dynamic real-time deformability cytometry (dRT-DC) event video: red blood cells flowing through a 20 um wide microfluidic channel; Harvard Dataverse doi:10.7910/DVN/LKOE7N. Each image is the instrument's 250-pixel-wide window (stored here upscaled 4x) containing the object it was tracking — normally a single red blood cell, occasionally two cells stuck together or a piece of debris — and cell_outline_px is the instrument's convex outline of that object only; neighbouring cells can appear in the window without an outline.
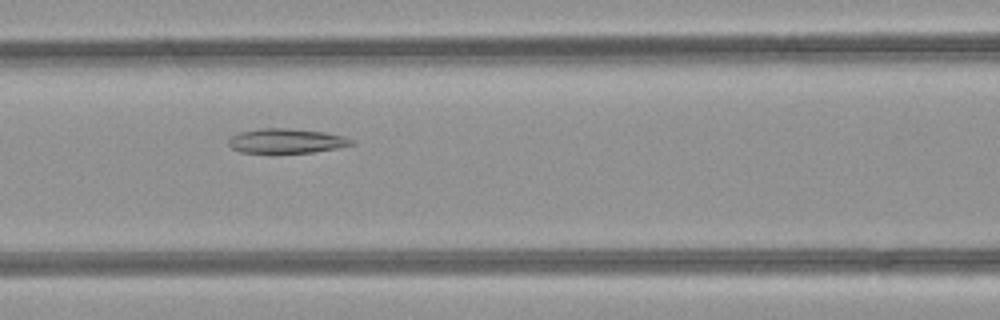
{"species": "common noctule bat (a hibernating species)", "species_latin": "Nyctalus noctula", "temperature_condition": "room temperature", "stored_images_in_passage": 26, "camera_frame_rate_fps": 3000, "um_per_image_px": 0.085, "animal": {"sex": "female", "body_mass_g": 21.9}, "frame": {"image": 1, "passage_image": 7, "time_ms": 2.0, "image_size_px": [1000, 320], "cell_outline_px": [[356, 144], [336, 148], [312, 152], [240, 152], [232, 148], [228, 144], [228, 140], [232, 136], [240, 132], [264, 128], [284, 128], [324, 132], [344, 136], [352, 140]], "centroid_in_image_um": [24.35, 11.97], "position_along_channel_um": 142.3, "area_um2": 17.28}}
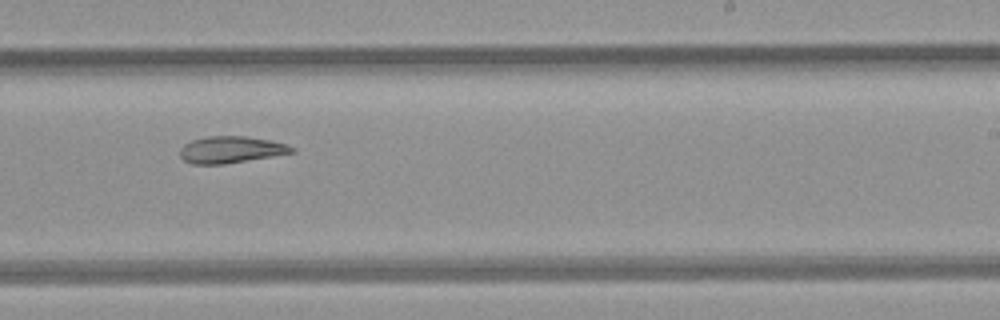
{"frame": {"image": 2, "passage_image": 16, "time_ms": 5.0, "image_size_px": [1000, 320], "cell_outline_px": [[296, 152], [224, 164], [192, 164], [184, 160], [180, 156], [180, 148], [184, 144], [192, 140], [208, 136], [248, 136], [272, 140], [296, 148]], "centroid_in_image_um": [19.63, 12.71], "position_along_channel_um": 269.4, "area_um2": 17.46}}
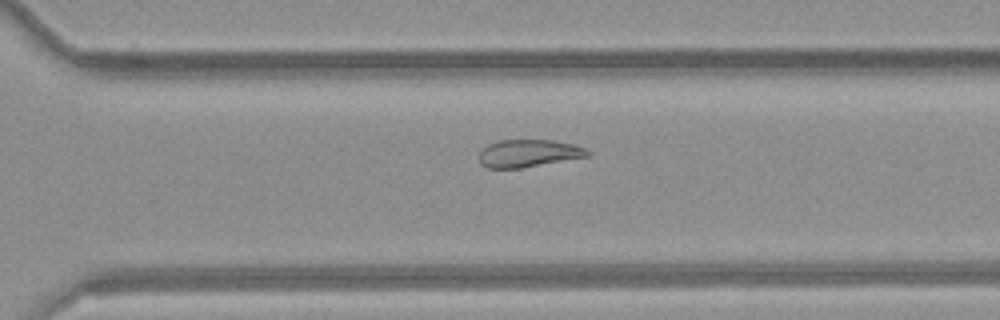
{"frame": {"image": 3, "passage_image": 20, "time_ms": 6.333, "image_size_px": [1000, 320], "cell_outline_px": [[592, 152], [588, 156], [520, 168], [488, 168], [480, 164], [480, 152], [488, 144], [500, 140], [552, 140], [572, 144], [584, 148]], "centroid_in_image_um": [44.91, 13.03], "position_along_channel_um": 325.7, "area_um2": 17.17}, "authors_computed_cell_mechanics": {"area_um2": 17.7735, "velocity_mm_per_s": 4.2469, "shape_relaxation_time_tau1_ms": null, "shape_relaxation_time_tau2_ms": 9.6, "deformation_change_tau1": null, "deformation_change_tau2": 0.1557}}